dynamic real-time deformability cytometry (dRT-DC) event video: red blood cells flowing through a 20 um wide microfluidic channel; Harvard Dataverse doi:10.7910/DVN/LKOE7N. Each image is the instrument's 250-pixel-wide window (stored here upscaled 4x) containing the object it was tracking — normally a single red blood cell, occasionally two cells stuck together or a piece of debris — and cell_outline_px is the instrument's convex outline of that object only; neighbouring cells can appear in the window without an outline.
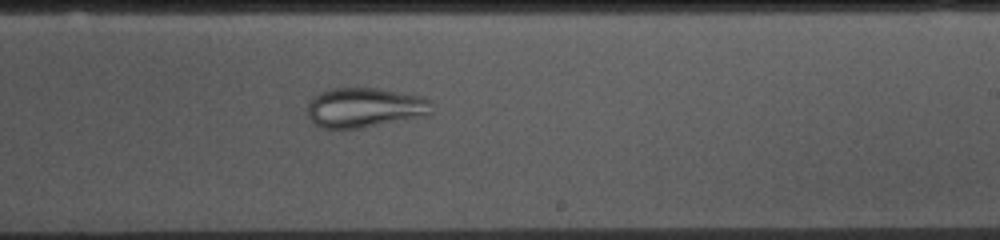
{"species": "common noctule bat (a hibernating species)", "species_latin": "Nyctalus noctula", "temperature_condition": "cold", "stored_images_in_passage": 53, "camera_frame_rate_fps": 3000, "um_per_image_px": 0.085, "animal": {"sex": "female", "body_mass_g": 10.0, "forearm_length_mm": 53.1}, "frame": {"image": 1, "passage_image": 31, "time_ms": 10.0, "image_size_px": [1000, 240], "cell_outline_px": [[432, 116], [364, 128], [320, 128], [312, 124], [308, 116], [308, 100], [320, 92], [328, 88], [376, 88], [420, 96], [432, 100]], "centroid_in_image_um": [31.04, 9.17], "position_along_channel_um": 258.0, "area_um2": 29.59}}